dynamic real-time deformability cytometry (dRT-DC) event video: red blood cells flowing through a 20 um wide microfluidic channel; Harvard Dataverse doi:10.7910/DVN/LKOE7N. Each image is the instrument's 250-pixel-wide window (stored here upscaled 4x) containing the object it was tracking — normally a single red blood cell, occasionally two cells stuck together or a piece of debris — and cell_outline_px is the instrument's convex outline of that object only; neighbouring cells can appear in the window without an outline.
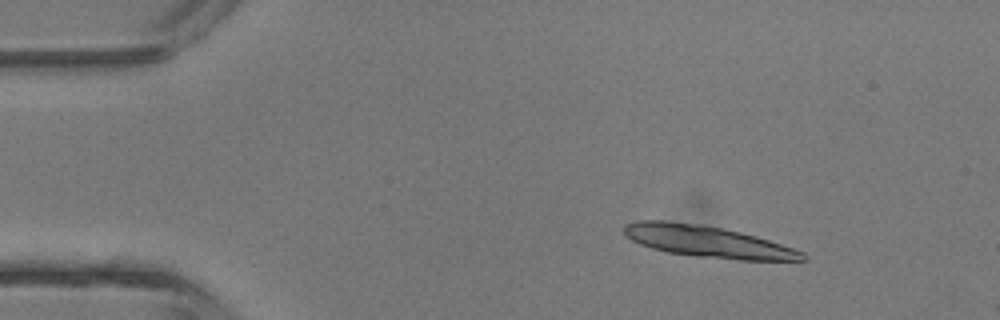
{"species": "common noctule bat (a hibernating species)", "species_latin": "Nyctalus noctula", "temperature_condition": "room temperature", "stored_images_in_passage": 4, "camera_frame_rate_fps": 3000, "um_per_image_px": 0.085, "animal": {"sex": "male", "body_mass_g": 13.3}, "frame": {"image": 1, "passage_image": 2, "time_ms": 1.0, "image_size_px": [1000, 320], "cell_outline_px": [[808, 260], [740, 260], [696, 256], [668, 252], [652, 248], [640, 244], [624, 236], [624, 224], [636, 220], [664, 220], [700, 224], [740, 232], [756, 236], [804, 252], [808, 256]], "centroid_in_image_um": [60.11, 20.52], "position_along_channel_um": 24.9, "area_um2": 32.71}}